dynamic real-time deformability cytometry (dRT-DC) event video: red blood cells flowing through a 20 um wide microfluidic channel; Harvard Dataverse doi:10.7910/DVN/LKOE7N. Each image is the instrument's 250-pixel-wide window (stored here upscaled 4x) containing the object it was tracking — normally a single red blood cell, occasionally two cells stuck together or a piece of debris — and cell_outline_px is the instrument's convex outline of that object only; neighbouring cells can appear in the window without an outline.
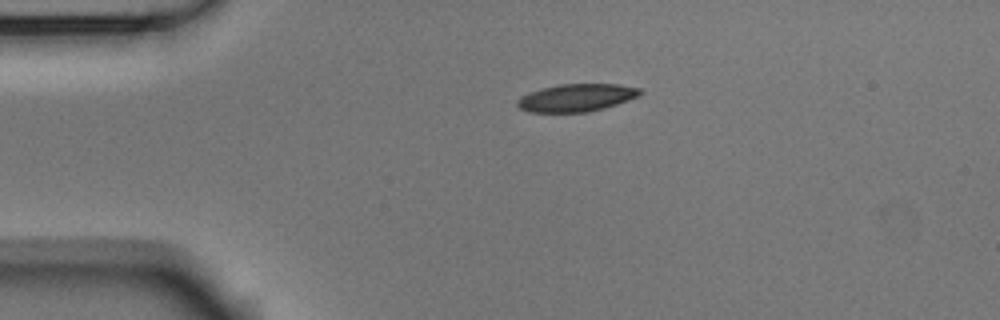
{"species": "Egyptian fruit bat (a non-hibernating species)", "species_latin": "Rousettus aegyptiacus", "temperature_condition": "room temperature", "stored_images_in_passage": 43, "camera_frame_rate_fps": 3000, "um_per_image_px": 0.085, "animal": {"sex": "male"}, "frame": {"image": 1, "passage_image": 1, "time_ms": 0.0, "image_size_px": [1000, 320], "cell_outline_px": [[644, 92], [640, 96], [604, 108], [588, 112], [528, 112], [520, 108], [516, 104], [516, 100], [520, 96], [544, 88], [560, 84], [616, 84], [640, 88]], "centroid_in_image_um": [49.02, 8.31], "position_along_channel_um": 36.0, "area_um2": 19.71}}
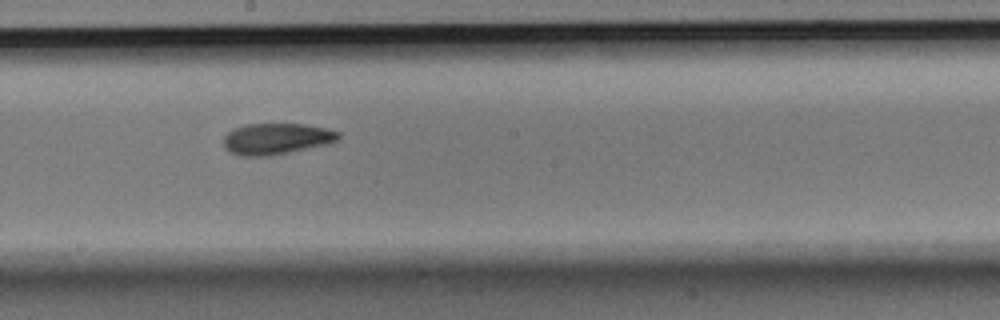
{"frame": {"image": 2, "passage_image": 19, "time_ms": 6.0, "image_size_px": [1000, 320], "cell_outline_px": [[340, 136], [336, 140], [328, 144], [272, 156], [240, 156], [228, 152], [224, 148], [224, 136], [232, 128], [244, 124], [304, 124], [328, 128], [340, 132]], "centroid_in_image_um": [23.47, 11.8], "position_along_channel_um": 224.7, "area_um2": 21.21}}
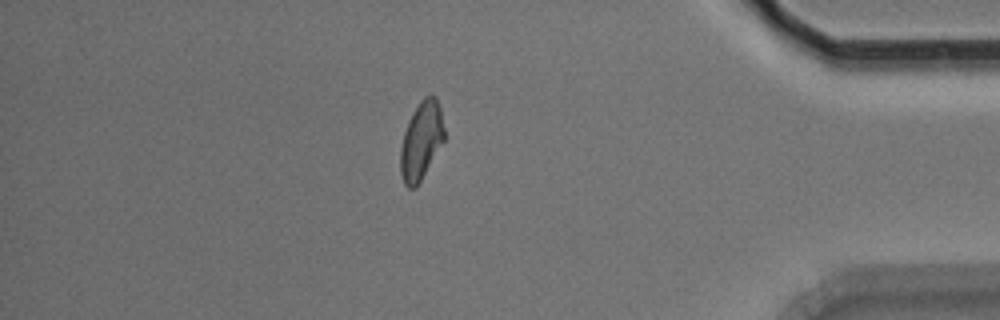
{"frame": {"image": 3, "passage_image": 36, "time_ms": 11.667, "image_size_px": [1000, 320], "cell_outline_px": [[444, 140], [416, 188], [408, 188], [404, 184], [400, 172], [400, 148], [404, 132], [408, 120], [412, 112], [420, 100], [424, 96], [436, 96], [440, 108], [444, 128]], "centroid_in_image_um": [35.78, 11.95], "position_along_channel_um": 399.4, "area_um2": 19.88}, "authors_computed_cell_mechanics": {"area_um2": 20.4612, "velocity_mm_per_s": 3.7184, "shape_relaxation_time_tau1_ms": 4.2212, "shape_relaxation_time_tau2_ms": 3.2951, "deformation_change_tau1": 0.1458, "deformation_change_tau2": 0.0897}}